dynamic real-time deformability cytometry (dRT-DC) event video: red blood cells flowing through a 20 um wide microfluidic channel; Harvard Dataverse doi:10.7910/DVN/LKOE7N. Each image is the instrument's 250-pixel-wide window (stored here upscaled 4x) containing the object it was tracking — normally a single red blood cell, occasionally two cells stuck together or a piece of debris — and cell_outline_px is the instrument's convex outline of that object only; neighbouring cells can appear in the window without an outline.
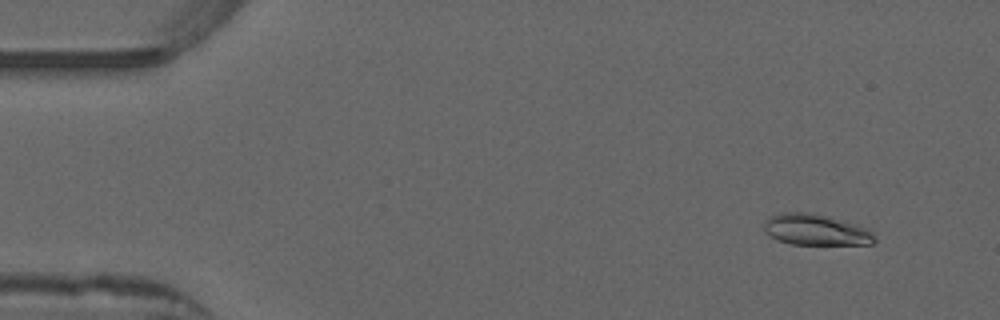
{"species": "common noctule bat (a hibernating species)", "species_latin": "Nyctalus noctula", "temperature_condition": "warm", "stored_images_in_passage": 53, "camera_frame_rate_fps": 3000, "um_per_image_px": 0.085, "animal": {"sex": "male", "forearm_length_mm": 52.5}, "frame": {"image": 1, "passage_image": 5, "time_ms": 1.333, "image_size_px": [1000, 320], "cell_outline_px": [[876, 240], [872, 244], [792, 244], [776, 240], [768, 236], [764, 232], [764, 220], [772, 216], [784, 212], [808, 212], [824, 216], [852, 224], [864, 228], [872, 232], [876, 236]], "centroid_in_image_um": [69.27, 19.55], "position_along_channel_um": 15.7, "area_um2": 19.71}}
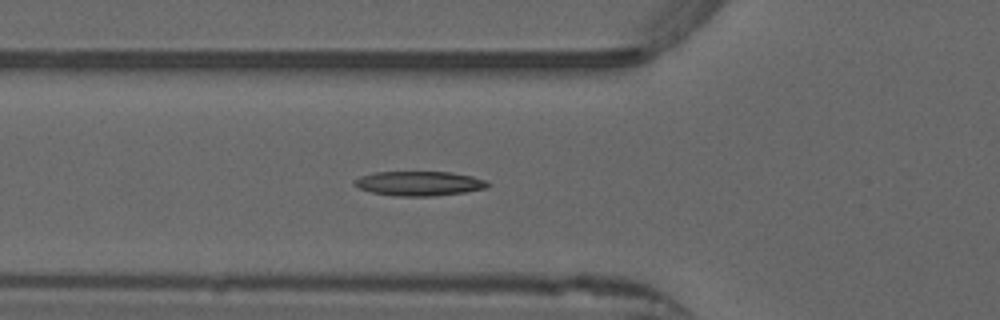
{"frame": {"image": 2, "passage_image": 19, "time_ms": 6.0, "image_size_px": [1000, 320], "cell_outline_px": [[488, 188], [464, 192], [432, 196], [396, 196], [372, 192], [360, 188], [352, 184], [352, 180], [360, 176], [376, 172], [452, 172], [472, 176], [488, 180]], "centroid_in_image_um": [35.63, 15.59], "position_along_channel_um": 90.2, "area_um2": 19.07}}
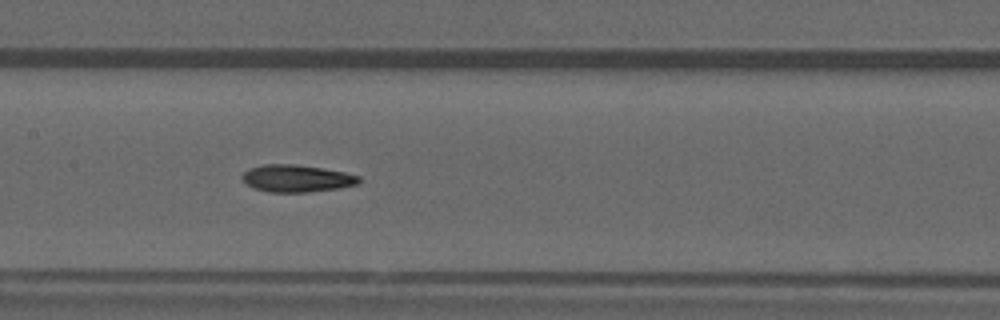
{"frame": {"image": 3, "passage_image": 26, "time_ms": 8.333, "image_size_px": [1000, 320], "cell_outline_px": [[360, 184], [336, 188], [308, 192], [268, 192], [256, 188], [248, 184], [240, 176], [244, 172], [252, 168], [264, 164], [292, 164], [320, 168], [344, 172], [360, 176]], "centroid_in_image_um": [25.24, 15.17], "position_along_channel_um": 182.2, "area_um2": 18.21}, "authors_computed_cell_mechanics": {"area_um2": 18.3226, "velocity_mm_per_s": 3.9191, "shape_relaxation_time_tau1_ms": 10.4147, "shape_relaxation_time_tau2_ms": 4.0637, "deformation_change_tau1": 0.2677, "deformation_change_tau2": 0.1145}}